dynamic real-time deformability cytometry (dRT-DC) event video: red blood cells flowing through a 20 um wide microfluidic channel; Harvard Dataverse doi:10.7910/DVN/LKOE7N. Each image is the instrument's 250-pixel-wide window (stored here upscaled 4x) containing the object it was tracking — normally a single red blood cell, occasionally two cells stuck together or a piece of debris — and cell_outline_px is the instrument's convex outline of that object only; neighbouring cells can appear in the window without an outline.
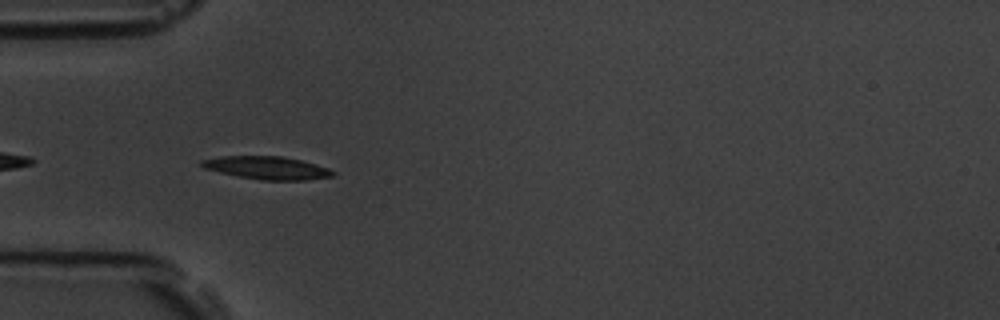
{"species": "common noctule bat (a hibernating species)", "species_latin": "Nyctalus noctula", "temperature_condition": "room temperature", "stored_images_in_passage": 5, "camera_frame_rate_fps": 3000, "um_per_image_px": 0.085, "animal": {"sex": "male", "body_mass_g": 19.5, "forearm_length_mm": 54.6}, "frame": {"image": 1, "passage_image": 4, "time_ms": 3.333, "image_size_px": [1000, 320], "cell_outline_px": [[336, 176], [308, 180], [260, 180], [220, 172], [204, 168], [200, 164], [200, 160], [220, 156], [280, 156], [300, 160], [316, 164], [328, 168], [336, 172]], "centroid_in_image_um": [22.74, 14.27], "position_along_channel_um": 62.3, "area_um2": 17.51}}
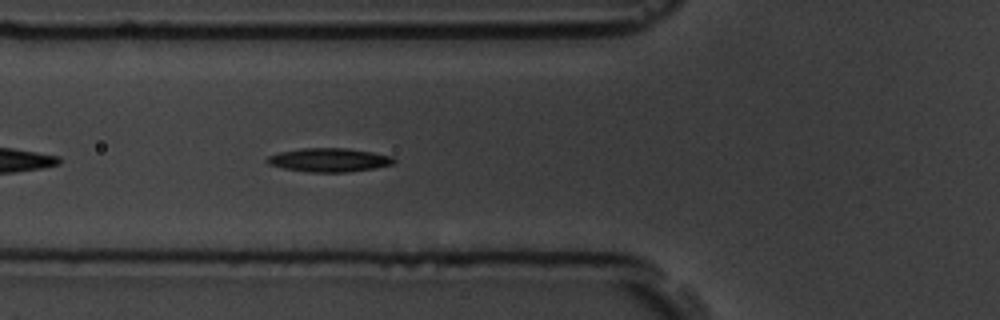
{"frame": {"image": 2, "passage_image": 5, "time_ms": 4.333, "image_size_px": [1000, 320], "cell_outline_px": [[396, 160], [392, 164], [376, 168], [348, 172], [308, 172], [284, 168], [268, 164], [264, 160], [268, 156], [280, 152], [304, 148], [344, 148], [372, 152], [392, 156]], "centroid_in_image_um": [27.97, 13.6], "position_along_channel_um": 97.8, "area_um2": 17.46}}